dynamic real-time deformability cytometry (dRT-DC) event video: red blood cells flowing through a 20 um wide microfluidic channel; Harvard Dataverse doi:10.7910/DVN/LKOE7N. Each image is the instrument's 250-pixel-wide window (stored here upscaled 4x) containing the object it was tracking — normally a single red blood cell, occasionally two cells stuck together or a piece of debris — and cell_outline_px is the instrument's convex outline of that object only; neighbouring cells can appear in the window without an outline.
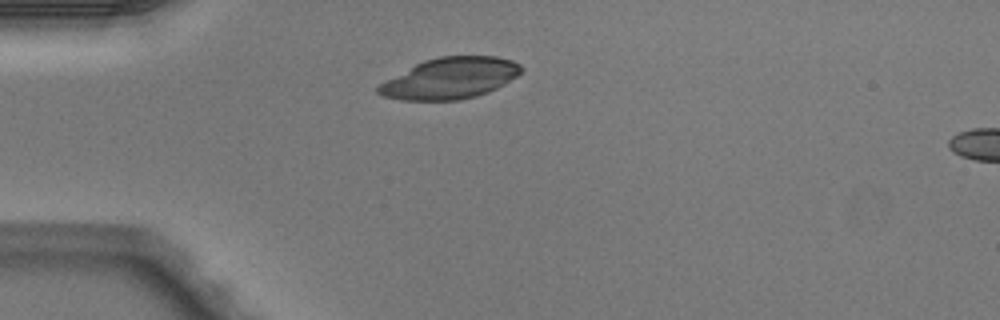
{"species": "Egyptian fruit bat (a non-hibernating species)", "species_latin": "Rousettus aegyptiacus", "temperature_condition": "warm", "stored_images_in_passage": 2, "segment_of_instrument_passage": [1, 2], "camera_frame_rate_fps": 3000, "um_per_image_px": 0.085, "animal": {"sex": "male"}, "frame": {"image": 1, "passage_image": 1, "time_ms": 0.0, "image_size_px": [1000, 320], "cell_outline_px": [[524, 68], [516, 76], [504, 84], [488, 92], [476, 96], [456, 100], [400, 100], [384, 96], [376, 92], [376, 88], [380, 84], [416, 64], [424, 60], [440, 56], [496, 56], [512, 60], [520, 64]], "centroid_in_image_um": [38.28, 6.65], "position_along_channel_um": 46.7, "area_um2": 33.93}}